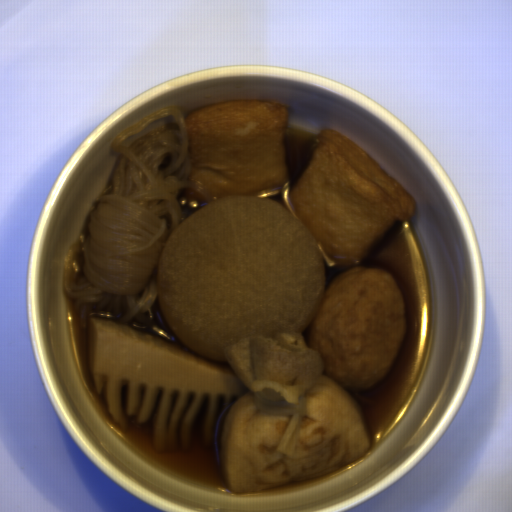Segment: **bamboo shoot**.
Segmentation results:
<instances>
[{
	"label": "bamboo shoot",
	"instance_id": "obj_1",
	"mask_svg": "<svg viewBox=\"0 0 512 512\" xmlns=\"http://www.w3.org/2000/svg\"><path fill=\"white\" fill-rule=\"evenodd\" d=\"M153 322L172 341L149 329L91 317L86 322V360L107 414L126 432L127 416L136 425L147 424L161 393L152 429L156 450L191 451L193 424L204 397H208L203 445L214 447L219 395L223 409L231 398L249 391L228 361H212L191 352L162 316L158 297L152 305ZM194 396L187 407L190 396Z\"/></svg>",
	"mask_w": 512,
	"mask_h": 512
}]
</instances>
